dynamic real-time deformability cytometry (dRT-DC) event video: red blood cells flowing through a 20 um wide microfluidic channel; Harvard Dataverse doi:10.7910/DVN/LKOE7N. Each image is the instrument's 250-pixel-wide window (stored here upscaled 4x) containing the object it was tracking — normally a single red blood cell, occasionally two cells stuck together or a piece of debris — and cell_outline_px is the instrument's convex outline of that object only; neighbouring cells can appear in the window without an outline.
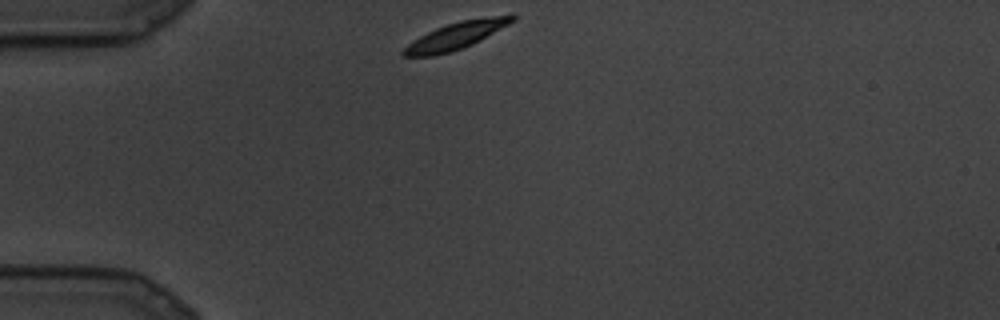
{"species": "common noctule bat (a hibernating species)", "species_latin": "Nyctalus noctula", "temperature_condition": "cold", "stored_images_in_passage": 62, "camera_frame_rate_fps": 3000, "um_per_image_px": 0.085, "animal": {"sex": "male", "body_mass_g": 19.5, "forearm_length_mm": 54.6}, "frame": {"image": 1, "passage_image": 1, "time_ms": 0.0, "image_size_px": [1000, 320], "cell_outline_px": [[516, 20], [480, 40], [472, 44], [448, 52], [432, 56], [404, 56], [400, 52], [408, 44], [420, 36], [436, 28], [460, 20], [512, 12], [516, 16]], "centroid_in_image_um": [38.84, 2.98], "position_along_channel_um": 46.2, "area_um2": 17.17}}
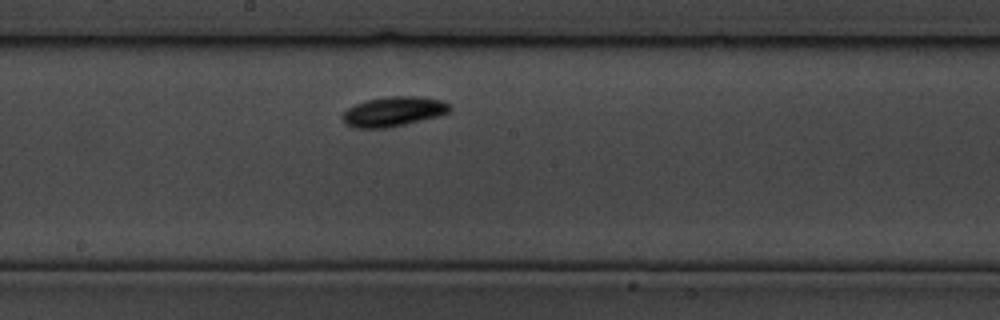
{"frame": {"image": 2, "passage_image": 29, "time_ms": 9.333, "image_size_px": [1000, 320], "cell_outline_px": [[452, 108], [448, 112], [436, 116], [404, 124], [384, 128], [356, 128], [344, 124], [344, 112], [348, 108], [356, 104], [368, 100], [388, 96], [420, 96], [444, 100], [452, 104]], "centroid_in_image_um": [33.49, 9.46], "position_along_channel_um": 214.7, "area_um2": 18.44}}
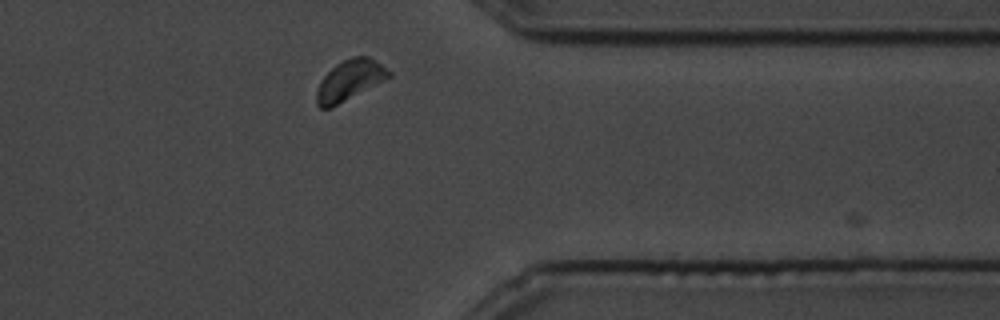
{"frame": {"image": 3, "passage_image": 54, "time_ms": 17.667, "image_size_px": [1000, 320], "cell_outline_px": [[392, 76], [332, 108], [320, 108], [316, 104], [316, 92], [320, 80], [336, 64], [352, 56], [368, 56], [392, 72]], "centroid_in_image_um": [29.71, 6.84], "position_along_channel_um": 381.7, "area_um2": 16.99}}